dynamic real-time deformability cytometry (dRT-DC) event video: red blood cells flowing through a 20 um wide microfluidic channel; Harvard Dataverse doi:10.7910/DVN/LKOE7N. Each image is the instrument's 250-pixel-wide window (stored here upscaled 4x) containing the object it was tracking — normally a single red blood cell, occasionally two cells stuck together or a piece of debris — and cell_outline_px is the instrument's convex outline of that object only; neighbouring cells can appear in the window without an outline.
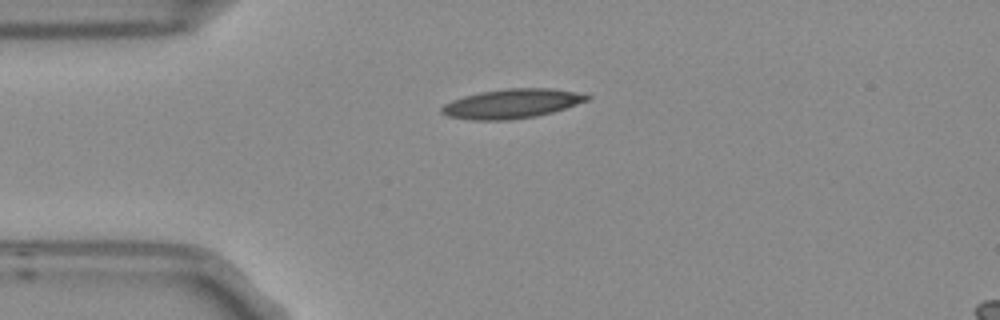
{"species": "Egyptian fruit bat (a non-hibernating species)", "species_latin": "Rousettus aegyptiacus", "temperature_condition": "room temperature", "stored_images_in_passage": 7, "camera_frame_rate_fps": 3000, "um_per_image_px": 0.085, "frame": {"image": 1, "passage_image": 1, "time_ms": 0.0, "image_size_px": [1000, 320], "cell_outline_px": [[592, 96], [588, 100], [552, 112], [536, 116], [508, 120], [468, 120], [448, 116], [440, 112], [440, 108], [444, 104], [452, 100], [464, 96], [480, 92], [504, 88], [552, 88]], "centroid_in_image_um": [43.44, 8.81], "position_along_channel_um": 41.6, "area_um2": 24.74}}
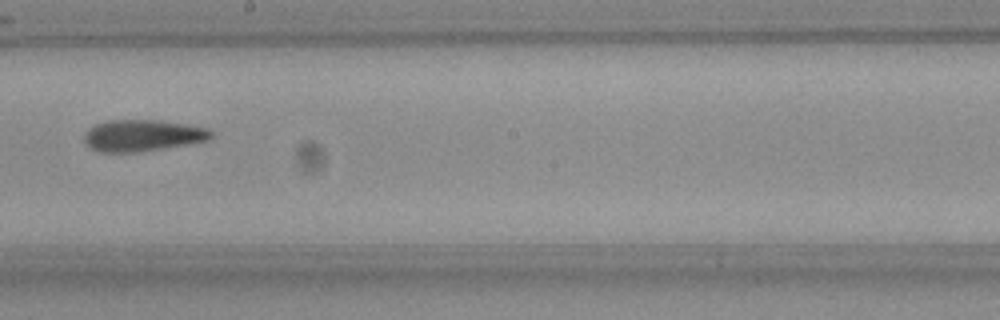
{"frame": {"image": 2, "passage_image": 6, "time_ms": 1.667, "image_size_px": [1000, 320], "cell_outline_px": [[212, 136], [208, 140], [136, 152], [96, 152], [84, 144], [84, 132], [88, 128], [96, 124], [108, 120], [160, 120], [208, 128], [212, 132]], "centroid_in_image_um": [12.03, 11.51], "position_along_channel_um": 236.2, "area_um2": 23.24}}
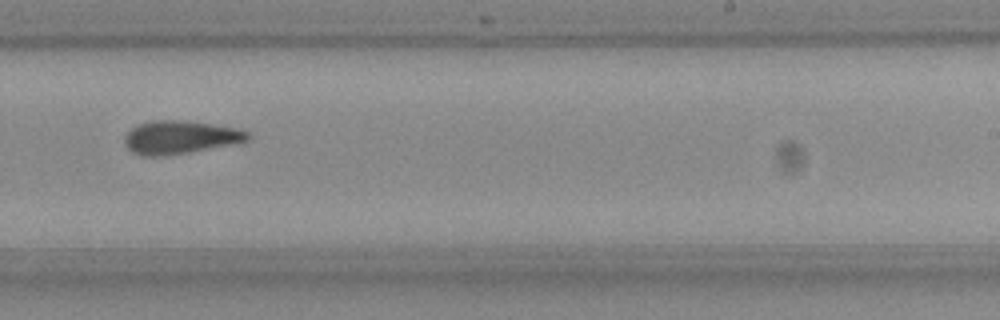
{"frame": {"image": 3, "passage_image": 7, "time_ms": 2.0, "image_size_px": [1000, 320], "cell_outline_px": [[252, 136], [248, 140], [188, 152], [164, 156], [144, 156], [132, 152], [124, 144], [124, 136], [136, 124], [152, 120], [180, 120], [212, 124], [236, 128], [248, 132]], "centroid_in_image_um": [15.25, 11.66], "position_along_channel_um": 273.8, "area_um2": 23.58}}